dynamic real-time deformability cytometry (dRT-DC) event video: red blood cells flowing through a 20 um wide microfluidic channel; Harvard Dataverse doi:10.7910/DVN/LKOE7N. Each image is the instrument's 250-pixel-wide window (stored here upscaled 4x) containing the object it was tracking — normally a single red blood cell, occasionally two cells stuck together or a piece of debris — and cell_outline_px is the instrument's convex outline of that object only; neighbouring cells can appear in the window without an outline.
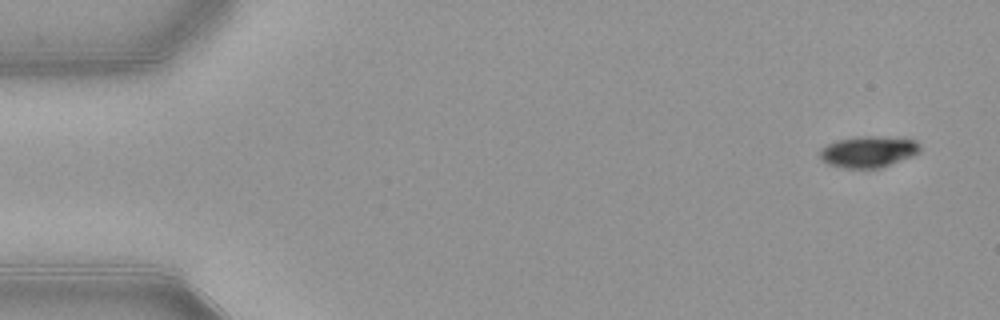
{"species": "common noctule bat (a hibernating species)", "species_latin": "Nyctalus noctula", "temperature_condition": "warm", "stored_images_in_passage": 51, "camera_frame_rate_fps": 3000, "um_per_image_px": 0.085, "animal": {"sex": "female", "body_mass_g": 21.9}, "frame": {"image": 1, "passage_image": 1, "time_ms": 0.0, "image_size_px": [1000, 320], "cell_outline_px": [[920, 152], [912, 156], [880, 168], [844, 168], [828, 164], [820, 156], [820, 148], [836, 140], [860, 136], [876, 136], [916, 140], [920, 144]], "centroid_in_image_um": [73.81, 12.89], "position_along_channel_um": 11.2, "area_um2": 18.21}}
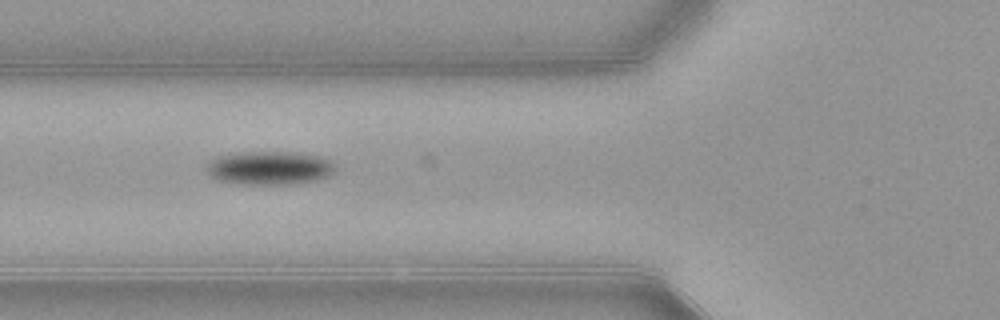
{"frame": {"image": 2, "passage_image": 18, "time_ms": 5.667, "image_size_px": [1000, 320], "cell_outline_px": [[336, 168], [328, 176], [312, 180], [288, 184], [244, 184], [220, 180], [212, 176], [208, 172], [208, 164], [212, 160], [220, 156], [236, 152], [296, 152], [320, 156], [328, 160]], "centroid_in_image_um": [22.91, 14.26], "position_along_channel_um": 102.9, "area_um2": 24.62}}
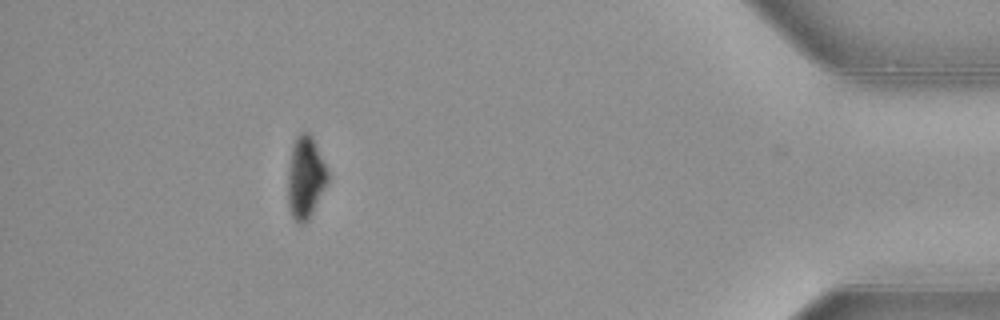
{"frame": {"image": 3, "passage_image": 46, "time_ms": 15.0, "image_size_px": [1000, 320], "cell_outline_px": [[328, 184], [308, 220], [304, 224], [296, 224], [292, 216], [288, 204], [288, 168], [292, 144], [296, 136], [300, 132], [308, 132], [312, 136], [328, 168]], "centroid_in_image_um": [25.97, 15.08], "position_along_channel_um": 409.2, "area_um2": 19.48}, "authors_computed_cell_mechanics": {"area_um2": 21.9062, "velocity_mm_per_s": 3.9087, "shape_relaxation_time_tau1_ms": 1.6345, "shape_relaxation_time_tau2_ms": null, "deformation_change_tau1": 0.1154, "deformation_change_tau2": null}}